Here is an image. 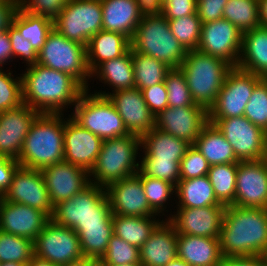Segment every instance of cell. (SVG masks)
Wrapping results in <instances>:
<instances>
[{
	"label": "cell",
	"mask_w": 267,
	"mask_h": 266,
	"mask_svg": "<svg viewBox=\"0 0 267 266\" xmlns=\"http://www.w3.org/2000/svg\"><path fill=\"white\" fill-rule=\"evenodd\" d=\"M22 74V99L39 113L62 114L86 90L71 75L35 64ZM63 108V109H62Z\"/></svg>",
	"instance_id": "6da1fadb"
},
{
	"label": "cell",
	"mask_w": 267,
	"mask_h": 266,
	"mask_svg": "<svg viewBox=\"0 0 267 266\" xmlns=\"http://www.w3.org/2000/svg\"><path fill=\"white\" fill-rule=\"evenodd\" d=\"M219 241L222 256H267V209L226 206Z\"/></svg>",
	"instance_id": "7a4b0ae2"
},
{
	"label": "cell",
	"mask_w": 267,
	"mask_h": 266,
	"mask_svg": "<svg viewBox=\"0 0 267 266\" xmlns=\"http://www.w3.org/2000/svg\"><path fill=\"white\" fill-rule=\"evenodd\" d=\"M63 114L40 113L32 122L17 161L20 166L41 170L64 161Z\"/></svg>",
	"instance_id": "3957f363"
},
{
	"label": "cell",
	"mask_w": 267,
	"mask_h": 266,
	"mask_svg": "<svg viewBox=\"0 0 267 266\" xmlns=\"http://www.w3.org/2000/svg\"><path fill=\"white\" fill-rule=\"evenodd\" d=\"M232 68L226 60L197 49L187 51L179 67L185 75L193 101L207 111L215 104L225 78Z\"/></svg>",
	"instance_id": "277c9868"
},
{
	"label": "cell",
	"mask_w": 267,
	"mask_h": 266,
	"mask_svg": "<svg viewBox=\"0 0 267 266\" xmlns=\"http://www.w3.org/2000/svg\"><path fill=\"white\" fill-rule=\"evenodd\" d=\"M112 218L113 213L106 188L90 183L71 199L55 205L50 219L73 229L113 226Z\"/></svg>",
	"instance_id": "5b68a950"
},
{
	"label": "cell",
	"mask_w": 267,
	"mask_h": 266,
	"mask_svg": "<svg viewBox=\"0 0 267 266\" xmlns=\"http://www.w3.org/2000/svg\"><path fill=\"white\" fill-rule=\"evenodd\" d=\"M140 146V137L133 134L104 139L95 166L89 173L96 179L90 183L107 188L111 183L137 174L139 163L135 160Z\"/></svg>",
	"instance_id": "8992f818"
},
{
	"label": "cell",
	"mask_w": 267,
	"mask_h": 266,
	"mask_svg": "<svg viewBox=\"0 0 267 266\" xmlns=\"http://www.w3.org/2000/svg\"><path fill=\"white\" fill-rule=\"evenodd\" d=\"M130 41L131 50L150 55L171 69H179L187 53L163 15L142 18Z\"/></svg>",
	"instance_id": "52a82bcc"
},
{
	"label": "cell",
	"mask_w": 267,
	"mask_h": 266,
	"mask_svg": "<svg viewBox=\"0 0 267 266\" xmlns=\"http://www.w3.org/2000/svg\"><path fill=\"white\" fill-rule=\"evenodd\" d=\"M37 64L67 73L85 89L88 88L87 80L91 72L87 65L86 47L67 39L54 28L38 52Z\"/></svg>",
	"instance_id": "ba28073f"
},
{
	"label": "cell",
	"mask_w": 267,
	"mask_h": 266,
	"mask_svg": "<svg viewBox=\"0 0 267 266\" xmlns=\"http://www.w3.org/2000/svg\"><path fill=\"white\" fill-rule=\"evenodd\" d=\"M71 117L82 128L104 139L130 135L121 116L107 97L92 94L86 89L75 104Z\"/></svg>",
	"instance_id": "9c48e42d"
},
{
	"label": "cell",
	"mask_w": 267,
	"mask_h": 266,
	"mask_svg": "<svg viewBox=\"0 0 267 266\" xmlns=\"http://www.w3.org/2000/svg\"><path fill=\"white\" fill-rule=\"evenodd\" d=\"M100 0H69L53 20V28L71 41L87 47L90 38L102 30Z\"/></svg>",
	"instance_id": "30bf717a"
},
{
	"label": "cell",
	"mask_w": 267,
	"mask_h": 266,
	"mask_svg": "<svg viewBox=\"0 0 267 266\" xmlns=\"http://www.w3.org/2000/svg\"><path fill=\"white\" fill-rule=\"evenodd\" d=\"M34 255L57 266L84 258L77 233L51 219L34 240Z\"/></svg>",
	"instance_id": "8fae6325"
},
{
	"label": "cell",
	"mask_w": 267,
	"mask_h": 266,
	"mask_svg": "<svg viewBox=\"0 0 267 266\" xmlns=\"http://www.w3.org/2000/svg\"><path fill=\"white\" fill-rule=\"evenodd\" d=\"M262 79L256 74L233 67L225 78L215 104L208 111V118L243 116L254 87Z\"/></svg>",
	"instance_id": "7c38bea8"
},
{
	"label": "cell",
	"mask_w": 267,
	"mask_h": 266,
	"mask_svg": "<svg viewBox=\"0 0 267 266\" xmlns=\"http://www.w3.org/2000/svg\"><path fill=\"white\" fill-rule=\"evenodd\" d=\"M232 145L239 161L261 160L266 132L246 117L208 118Z\"/></svg>",
	"instance_id": "4fadbf2b"
},
{
	"label": "cell",
	"mask_w": 267,
	"mask_h": 266,
	"mask_svg": "<svg viewBox=\"0 0 267 266\" xmlns=\"http://www.w3.org/2000/svg\"><path fill=\"white\" fill-rule=\"evenodd\" d=\"M243 33L224 18L202 23L197 50L221 58L237 67L242 49Z\"/></svg>",
	"instance_id": "5bb4252c"
},
{
	"label": "cell",
	"mask_w": 267,
	"mask_h": 266,
	"mask_svg": "<svg viewBox=\"0 0 267 266\" xmlns=\"http://www.w3.org/2000/svg\"><path fill=\"white\" fill-rule=\"evenodd\" d=\"M114 93L96 92L107 97L121 116L129 132L140 138L155 128V116L150 112L143 93L138 88L122 89Z\"/></svg>",
	"instance_id": "9a60e30c"
},
{
	"label": "cell",
	"mask_w": 267,
	"mask_h": 266,
	"mask_svg": "<svg viewBox=\"0 0 267 266\" xmlns=\"http://www.w3.org/2000/svg\"><path fill=\"white\" fill-rule=\"evenodd\" d=\"M8 202L25 204L53 215V205L40 170L19 166L13 175L8 191L3 195Z\"/></svg>",
	"instance_id": "2e32d148"
},
{
	"label": "cell",
	"mask_w": 267,
	"mask_h": 266,
	"mask_svg": "<svg viewBox=\"0 0 267 266\" xmlns=\"http://www.w3.org/2000/svg\"><path fill=\"white\" fill-rule=\"evenodd\" d=\"M208 122V111L197 104L167 107L155 116V128L183 139L191 145Z\"/></svg>",
	"instance_id": "e0dca14e"
},
{
	"label": "cell",
	"mask_w": 267,
	"mask_h": 266,
	"mask_svg": "<svg viewBox=\"0 0 267 266\" xmlns=\"http://www.w3.org/2000/svg\"><path fill=\"white\" fill-rule=\"evenodd\" d=\"M234 206L267 209V166L262 159L238 162Z\"/></svg>",
	"instance_id": "ac0fdd59"
},
{
	"label": "cell",
	"mask_w": 267,
	"mask_h": 266,
	"mask_svg": "<svg viewBox=\"0 0 267 266\" xmlns=\"http://www.w3.org/2000/svg\"><path fill=\"white\" fill-rule=\"evenodd\" d=\"M53 207L71 199L90 184V174L85 169L66 161L40 170Z\"/></svg>",
	"instance_id": "d6986e66"
},
{
	"label": "cell",
	"mask_w": 267,
	"mask_h": 266,
	"mask_svg": "<svg viewBox=\"0 0 267 266\" xmlns=\"http://www.w3.org/2000/svg\"><path fill=\"white\" fill-rule=\"evenodd\" d=\"M225 209V205L178 208L168 221L179 234L219 238Z\"/></svg>",
	"instance_id": "ffe728a7"
},
{
	"label": "cell",
	"mask_w": 267,
	"mask_h": 266,
	"mask_svg": "<svg viewBox=\"0 0 267 266\" xmlns=\"http://www.w3.org/2000/svg\"><path fill=\"white\" fill-rule=\"evenodd\" d=\"M113 215L147 217L157 215L147 201L137 174L111 183L106 188Z\"/></svg>",
	"instance_id": "44dd1931"
},
{
	"label": "cell",
	"mask_w": 267,
	"mask_h": 266,
	"mask_svg": "<svg viewBox=\"0 0 267 266\" xmlns=\"http://www.w3.org/2000/svg\"><path fill=\"white\" fill-rule=\"evenodd\" d=\"M103 139L82 128L71 117L64 126V161L88 171L93 169Z\"/></svg>",
	"instance_id": "7402d4cb"
},
{
	"label": "cell",
	"mask_w": 267,
	"mask_h": 266,
	"mask_svg": "<svg viewBox=\"0 0 267 266\" xmlns=\"http://www.w3.org/2000/svg\"><path fill=\"white\" fill-rule=\"evenodd\" d=\"M40 113L29 105L0 112V154L18 159L32 122Z\"/></svg>",
	"instance_id": "603a6c76"
},
{
	"label": "cell",
	"mask_w": 267,
	"mask_h": 266,
	"mask_svg": "<svg viewBox=\"0 0 267 266\" xmlns=\"http://www.w3.org/2000/svg\"><path fill=\"white\" fill-rule=\"evenodd\" d=\"M50 218L41 210L0 198V230L34 241Z\"/></svg>",
	"instance_id": "cb8c5ba5"
},
{
	"label": "cell",
	"mask_w": 267,
	"mask_h": 266,
	"mask_svg": "<svg viewBox=\"0 0 267 266\" xmlns=\"http://www.w3.org/2000/svg\"><path fill=\"white\" fill-rule=\"evenodd\" d=\"M139 254L142 266H165L177 258V232L168 219L160 221Z\"/></svg>",
	"instance_id": "d4e9b609"
},
{
	"label": "cell",
	"mask_w": 267,
	"mask_h": 266,
	"mask_svg": "<svg viewBox=\"0 0 267 266\" xmlns=\"http://www.w3.org/2000/svg\"><path fill=\"white\" fill-rule=\"evenodd\" d=\"M177 257L191 266H218L223 257L219 238L177 233Z\"/></svg>",
	"instance_id": "484cf974"
},
{
	"label": "cell",
	"mask_w": 267,
	"mask_h": 266,
	"mask_svg": "<svg viewBox=\"0 0 267 266\" xmlns=\"http://www.w3.org/2000/svg\"><path fill=\"white\" fill-rule=\"evenodd\" d=\"M102 30L118 32L132 39L142 16L135 0H100Z\"/></svg>",
	"instance_id": "4316f807"
},
{
	"label": "cell",
	"mask_w": 267,
	"mask_h": 266,
	"mask_svg": "<svg viewBox=\"0 0 267 266\" xmlns=\"http://www.w3.org/2000/svg\"><path fill=\"white\" fill-rule=\"evenodd\" d=\"M240 54L239 69L267 78V28L260 25L244 32Z\"/></svg>",
	"instance_id": "83f0119b"
},
{
	"label": "cell",
	"mask_w": 267,
	"mask_h": 266,
	"mask_svg": "<svg viewBox=\"0 0 267 266\" xmlns=\"http://www.w3.org/2000/svg\"><path fill=\"white\" fill-rule=\"evenodd\" d=\"M130 48L131 41L125 35L100 30L90 38L86 47L89 71L92 73L104 61L118 58Z\"/></svg>",
	"instance_id": "f1b7e54d"
},
{
	"label": "cell",
	"mask_w": 267,
	"mask_h": 266,
	"mask_svg": "<svg viewBox=\"0 0 267 266\" xmlns=\"http://www.w3.org/2000/svg\"><path fill=\"white\" fill-rule=\"evenodd\" d=\"M140 139L141 147L145 149L142 160L181 161L191 146L187 141L157 128L147 132Z\"/></svg>",
	"instance_id": "f546056e"
},
{
	"label": "cell",
	"mask_w": 267,
	"mask_h": 266,
	"mask_svg": "<svg viewBox=\"0 0 267 266\" xmlns=\"http://www.w3.org/2000/svg\"><path fill=\"white\" fill-rule=\"evenodd\" d=\"M195 148L207 159L210 165L240 162L232 145L217 127L208 122L195 140Z\"/></svg>",
	"instance_id": "4dcf8cb0"
},
{
	"label": "cell",
	"mask_w": 267,
	"mask_h": 266,
	"mask_svg": "<svg viewBox=\"0 0 267 266\" xmlns=\"http://www.w3.org/2000/svg\"><path fill=\"white\" fill-rule=\"evenodd\" d=\"M175 191L176 197L179 196L178 208L223 205L217 200L207 175L192 179H180Z\"/></svg>",
	"instance_id": "1f68e13d"
},
{
	"label": "cell",
	"mask_w": 267,
	"mask_h": 266,
	"mask_svg": "<svg viewBox=\"0 0 267 266\" xmlns=\"http://www.w3.org/2000/svg\"><path fill=\"white\" fill-rule=\"evenodd\" d=\"M96 74V75H95ZM114 87L113 91L135 87L131 48L122 56L104 61L92 73Z\"/></svg>",
	"instance_id": "d6a6232c"
},
{
	"label": "cell",
	"mask_w": 267,
	"mask_h": 266,
	"mask_svg": "<svg viewBox=\"0 0 267 266\" xmlns=\"http://www.w3.org/2000/svg\"><path fill=\"white\" fill-rule=\"evenodd\" d=\"M159 221L153 216L113 215V233L129 244L140 248L160 223Z\"/></svg>",
	"instance_id": "836d02e7"
},
{
	"label": "cell",
	"mask_w": 267,
	"mask_h": 266,
	"mask_svg": "<svg viewBox=\"0 0 267 266\" xmlns=\"http://www.w3.org/2000/svg\"><path fill=\"white\" fill-rule=\"evenodd\" d=\"M12 25L31 46L39 52L53 29V20L23 10L20 6L13 18Z\"/></svg>",
	"instance_id": "e575fe53"
},
{
	"label": "cell",
	"mask_w": 267,
	"mask_h": 266,
	"mask_svg": "<svg viewBox=\"0 0 267 266\" xmlns=\"http://www.w3.org/2000/svg\"><path fill=\"white\" fill-rule=\"evenodd\" d=\"M135 88L140 90L163 83L171 70L165 63L144 53L132 50Z\"/></svg>",
	"instance_id": "d590c367"
},
{
	"label": "cell",
	"mask_w": 267,
	"mask_h": 266,
	"mask_svg": "<svg viewBox=\"0 0 267 266\" xmlns=\"http://www.w3.org/2000/svg\"><path fill=\"white\" fill-rule=\"evenodd\" d=\"M238 163L211 165L208 178L217 200L225 205H234Z\"/></svg>",
	"instance_id": "8d00e7d4"
},
{
	"label": "cell",
	"mask_w": 267,
	"mask_h": 266,
	"mask_svg": "<svg viewBox=\"0 0 267 266\" xmlns=\"http://www.w3.org/2000/svg\"><path fill=\"white\" fill-rule=\"evenodd\" d=\"M79 236L81 250L86 258L101 259L113 233V226L73 228Z\"/></svg>",
	"instance_id": "74e56055"
},
{
	"label": "cell",
	"mask_w": 267,
	"mask_h": 266,
	"mask_svg": "<svg viewBox=\"0 0 267 266\" xmlns=\"http://www.w3.org/2000/svg\"><path fill=\"white\" fill-rule=\"evenodd\" d=\"M223 18L229 20L242 33L260 26L257 0H228Z\"/></svg>",
	"instance_id": "f35d334b"
},
{
	"label": "cell",
	"mask_w": 267,
	"mask_h": 266,
	"mask_svg": "<svg viewBox=\"0 0 267 266\" xmlns=\"http://www.w3.org/2000/svg\"><path fill=\"white\" fill-rule=\"evenodd\" d=\"M33 257L34 241L0 230V263L13 261L28 264Z\"/></svg>",
	"instance_id": "ab89813d"
},
{
	"label": "cell",
	"mask_w": 267,
	"mask_h": 266,
	"mask_svg": "<svg viewBox=\"0 0 267 266\" xmlns=\"http://www.w3.org/2000/svg\"><path fill=\"white\" fill-rule=\"evenodd\" d=\"M170 30L179 43L187 50H196L201 37L202 22L192 14L168 20Z\"/></svg>",
	"instance_id": "60d3db41"
},
{
	"label": "cell",
	"mask_w": 267,
	"mask_h": 266,
	"mask_svg": "<svg viewBox=\"0 0 267 266\" xmlns=\"http://www.w3.org/2000/svg\"><path fill=\"white\" fill-rule=\"evenodd\" d=\"M100 260L116 266L138 264L140 263L139 248L113 234Z\"/></svg>",
	"instance_id": "b9f144b4"
},
{
	"label": "cell",
	"mask_w": 267,
	"mask_h": 266,
	"mask_svg": "<svg viewBox=\"0 0 267 266\" xmlns=\"http://www.w3.org/2000/svg\"><path fill=\"white\" fill-rule=\"evenodd\" d=\"M243 116L267 133V78L254 87Z\"/></svg>",
	"instance_id": "7bdbcfd3"
},
{
	"label": "cell",
	"mask_w": 267,
	"mask_h": 266,
	"mask_svg": "<svg viewBox=\"0 0 267 266\" xmlns=\"http://www.w3.org/2000/svg\"><path fill=\"white\" fill-rule=\"evenodd\" d=\"M137 175L141 179L150 208L156 214L161 213L164 210V203H166L171 194L173 195L176 192L174 191L176 188L161 179L144 176L140 171L137 172Z\"/></svg>",
	"instance_id": "ee69618b"
},
{
	"label": "cell",
	"mask_w": 267,
	"mask_h": 266,
	"mask_svg": "<svg viewBox=\"0 0 267 266\" xmlns=\"http://www.w3.org/2000/svg\"><path fill=\"white\" fill-rule=\"evenodd\" d=\"M168 93V107L193 106L195 102L191 97L185 75L180 69H171L165 77Z\"/></svg>",
	"instance_id": "f6af8a7d"
},
{
	"label": "cell",
	"mask_w": 267,
	"mask_h": 266,
	"mask_svg": "<svg viewBox=\"0 0 267 266\" xmlns=\"http://www.w3.org/2000/svg\"><path fill=\"white\" fill-rule=\"evenodd\" d=\"M180 162L165 160H141L139 171L148 177L158 178L175 188L180 180Z\"/></svg>",
	"instance_id": "bcb514c9"
},
{
	"label": "cell",
	"mask_w": 267,
	"mask_h": 266,
	"mask_svg": "<svg viewBox=\"0 0 267 266\" xmlns=\"http://www.w3.org/2000/svg\"><path fill=\"white\" fill-rule=\"evenodd\" d=\"M0 67V112L14 109L23 103L22 79L12 78V73L2 72Z\"/></svg>",
	"instance_id": "7dc6e473"
},
{
	"label": "cell",
	"mask_w": 267,
	"mask_h": 266,
	"mask_svg": "<svg viewBox=\"0 0 267 266\" xmlns=\"http://www.w3.org/2000/svg\"><path fill=\"white\" fill-rule=\"evenodd\" d=\"M210 164L207 159L191 145L180 162V179H192L208 174Z\"/></svg>",
	"instance_id": "c3c4849f"
},
{
	"label": "cell",
	"mask_w": 267,
	"mask_h": 266,
	"mask_svg": "<svg viewBox=\"0 0 267 266\" xmlns=\"http://www.w3.org/2000/svg\"><path fill=\"white\" fill-rule=\"evenodd\" d=\"M69 0H19V6L32 14L54 20Z\"/></svg>",
	"instance_id": "681fc988"
},
{
	"label": "cell",
	"mask_w": 267,
	"mask_h": 266,
	"mask_svg": "<svg viewBox=\"0 0 267 266\" xmlns=\"http://www.w3.org/2000/svg\"><path fill=\"white\" fill-rule=\"evenodd\" d=\"M7 32L9 34L13 58L20 56L26 63H28V67L37 64L38 52L31 46V43L21 36L13 25Z\"/></svg>",
	"instance_id": "f907efd6"
},
{
	"label": "cell",
	"mask_w": 267,
	"mask_h": 266,
	"mask_svg": "<svg viewBox=\"0 0 267 266\" xmlns=\"http://www.w3.org/2000/svg\"><path fill=\"white\" fill-rule=\"evenodd\" d=\"M150 112L157 116L168 107V93L165 82L141 90Z\"/></svg>",
	"instance_id": "816d5d0a"
},
{
	"label": "cell",
	"mask_w": 267,
	"mask_h": 266,
	"mask_svg": "<svg viewBox=\"0 0 267 266\" xmlns=\"http://www.w3.org/2000/svg\"><path fill=\"white\" fill-rule=\"evenodd\" d=\"M228 0H197L196 14L202 23L223 18V9Z\"/></svg>",
	"instance_id": "f5cc1de1"
},
{
	"label": "cell",
	"mask_w": 267,
	"mask_h": 266,
	"mask_svg": "<svg viewBox=\"0 0 267 266\" xmlns=\"http://www.w3.org/2000/svg\"><path fill=\"white\" fill-rule=\"evenodd\" d=\"M197 0H167L163 5V16L167 20L196 13Z\"/></svg>",
	"instance_id": "db71d44e"
},
{
	"label": "cell",
	"mask_w": 267,
	"mask_h": 266,
	"mask_svg": "<svg viewBox=\"0 0 267 266\" xmlns=\"http://www.w3.org/2000/svg\"><path fill=\"white\" fill-rule=\"evenodd\" d=\"M19 166L16 159L0 154V198L8 191L13 175Z\"/></svg>",
	"instance_id": "11a10c76"
},
{
	"label": "cell",
	"mask_w": 267,
	"mask_h": 266,
	"mask_svg": "<svg viewBox=\"0 0 267 266\" xmlns=\"http://www.w3.org/2000/svg\"><path fill=\"white\" fill-rule=\"evenodd\" d=\"M18 8L19 0L0 1V32H5L12 26Z\"/></svg>",
	"instance_id": "9f6ffc18"
},
{
	"label": "cell",
	"mask_w": 267,
	"mask_h": 266,
	"mask_svg": "<svg viewBox=\"0 0 267 266\" xmlns=\"http://www.w3.org/2000/svg\"><path fill=\"white\" fill-rule=\"evenodd\" d=\"M218 266H267V257L223 256Z\"/></svg>",
	"instance_id": "6f0895ef"
},
{
	"label": "cell",
	"mask_w": 267,
	"mask_h": 266,
	"mask_svg": "<svg viewBox=\"0 0 267 266\" xmlns=\"http://www.w3.org/2000/svg\"><path fill=\"white\" fill-rule=\"evenodd\" d=\"M139 14L144 17L163 15V3L161 0H135Z\"/></svg>",
	"instance_id": "680465c9"
},
{
	"label": "cell",
	"mask_w": 267,
	"mask_h": 266,
	"mask_svg": "<svg viewBox=\"0 0 267 266\" xmlns=\"http://www.w3.org/2000/svg\"><path fill=\"white\" fill-rule=\"evenodd\" d=\"M12 48L7 31L0 32V67L9 59H12Z\"/></svg>",
	"instance_id": "91938a15"
},
{
	"label": "cell",
	"mask_w": 267,
	"mask_h": 266,
	"mask_svg": "<svg viewBox=\"0 0 267 266\" xmlns=\"http://www.w3.org/2000/svg\"><path fill=\"white\" fill-rule=\"evenodd\" d=\"M260 25L267 28V0H257Z\"/></svg>",
	"instance_id": "94428289"
},
{
	"label": "cell",
	"mask_w": 267,
	"mask_h": 266,
	"mask_svg": "<svg viewBox=\"0 0 267 266\" xmlns=\"http://www.w3.org/2000/svg\"><path fill=\"white\" fill-rule=\"evenodd\" d=\"M27 266H57L56 264L51 263L48 260L39 258L34 255V257L30 260Z\"/></svg>",
	"instance_id": "6125c7cd"
},
{
	"label": "cell",
	"mask_w": 267,
	"mask_h": 266,
	"mask_svg": "<svg viewBox=\"0 0 267 266\" xmlns=\"http://www.w3.org/2000/svg\"><path fill=\"white\" fill-rule=\"evenodd\" d=\"M79 266H99V259L93 260V259L84 257L79 260Z\"/></svg>",
	"instance_id": "be15d7a7"
},
{
	"label": "cell",
	"mask_w": 267,
	"mask_h": 266,
	"mask_svg": "<svg viewBox=\"0 0 267 266\" xmlns=\"http://www.w3.org/2000/svg\"><path fill=\"white\" fill-rule=\"evenodd\" d=\"M165 266H191V265H189L186 261H184V260H182V259L177 257L174 260L170 261Z\"/></svg>",
	"instance_id": "e7e4bbea"
},
{
	"label": "cell",
	"mask_w": 267,
	"mask_h": 266,
	"mask_svg": "<svg viewBox=\"0 0 267 266\" xmlns=\"http://www.w3.org/2000/svg\"><path fill=\"white\" fill-rule=\"evenodd\" d=\"M0 266H27V264L9 261V262L0 263Z\"/></svg>",
	"instance_id": "03108f58"
},
{
	"label": "cell",
	"mask_w": 267,
	"mask_h": 266,
	"mask_svg": "<svg viewBox=\"0 0 267 266\" xmlns=\"http://www.w3.org/2000/svg\"><path fill=\"white\" fill-rule=\"evenodd\" d=\"M262 160L264 161L265 165L267 166V134L265 137L264 155H263Z\"/></svg>",
	"instance_id": "003e7915"
},
{
	"label": "cell",
	"mask_w": 267,
	"mask_h": 266,
	"mask_svg": "<svg viewBox=\"0 0 267 266\" xmlns=\"http://www.w3.org/2000/svg\"><path fill=\"white\" fill-rule=\"evenodd\" d=\"M99 266H116V265L104 263L99 259ZM121 266H142V265L138 263V264H129V265H121Z\"/></svg>",
	"instance_id": "a7ac6f4b"
},
{
	"label": "cell",
	"mask_w": 267,
	"mask_h": 266,
	"mask_svg": "<svg viewBox=\"0 0 267 266\" xmlns=\"http://www.w3.org/2000/svg\"><path fill=\"white\" fill-rule=\"evenodd\" d=\"M63 266H79V260L75 261V262H70V263L63 265Z\"/></svg>",
	"instance_id": "89a4df30"
}]
</instances>
